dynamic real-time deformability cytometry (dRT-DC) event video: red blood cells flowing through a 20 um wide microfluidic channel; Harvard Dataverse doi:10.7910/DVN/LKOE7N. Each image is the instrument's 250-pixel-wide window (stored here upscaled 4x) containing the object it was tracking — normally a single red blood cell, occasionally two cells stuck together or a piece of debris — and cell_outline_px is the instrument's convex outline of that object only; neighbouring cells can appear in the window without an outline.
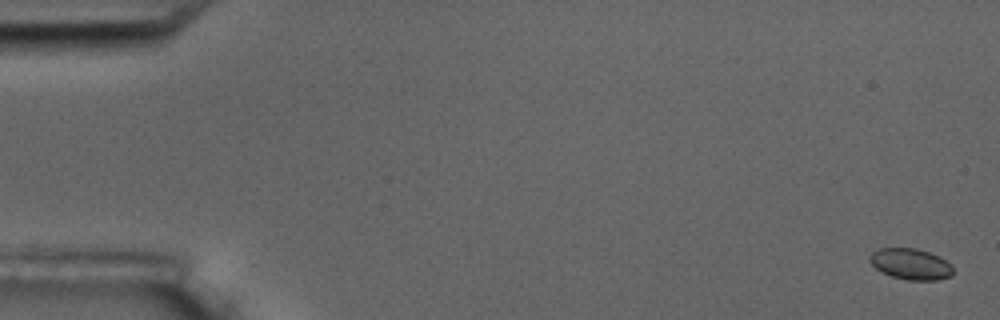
{"species": "common noctule bat (a hibernating species)", "species_latin": "Nyctalus noctula", "temperature_condition": "room temperature", "stored_images_in_passage": 5, "camera_frame_rate_fps": 3000, "um_per_image_px": 0.085, "animal": {"sex": "male", "body_mass_g": 17.5, "forearm_length_mm": 52.3}, "frame": {"image": 1, "passage_image": 1, "time_ms": 0.0, "image_size_px": [1000, 320], "cell_outline_px": [[952, 276], [936, 280], [908, 280], [892, 276], [876, 268], [868, 260], [868, 256], [872, 252], [880, 248], [916, 248], [928, 252], [952, 264]], "centroid_in_image_um": [77.39, 22.44], "position_along_channel_um": 7.6, "area_um2": 14.91}}